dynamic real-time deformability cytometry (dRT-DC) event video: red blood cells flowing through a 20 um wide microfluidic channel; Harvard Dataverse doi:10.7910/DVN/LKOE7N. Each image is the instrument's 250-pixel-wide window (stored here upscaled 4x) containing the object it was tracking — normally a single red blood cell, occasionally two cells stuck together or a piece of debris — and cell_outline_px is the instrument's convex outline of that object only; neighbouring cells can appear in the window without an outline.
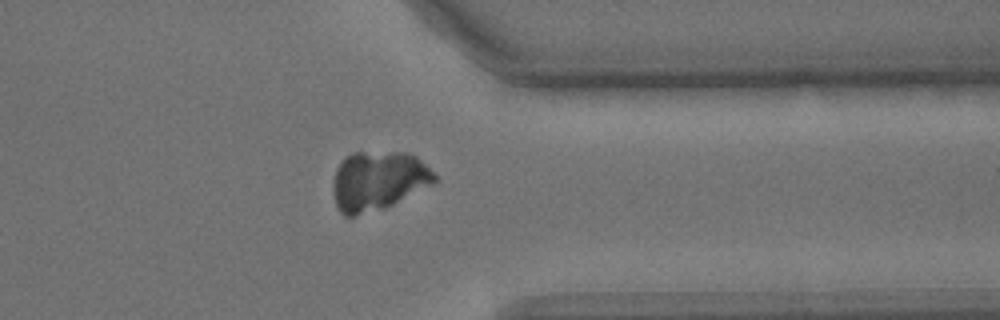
{"species": "common noctule bat (a hibernating species)", "species_latin": "Nyctalus noctula", "temperature_condition": "cold", "stored_images_in_passage": 38, "camera_frame_rate_fps": 3000, "um_per_image_px": 0.085, "animal": {"sex": "male", "body_mass_g": 15.6}, "frame": {"image": 1, "passage_image": 27, "time_ms": 8.667, "image_size_px": [1000, 320], "cell_outline_px": [[436, 180], [432, 184], [384, 208], [356, 216], [344, 216], [340, 212], [336, 204], [332, 188], [332, 184], [336, 168], [352, 152], [408, 152], [416, 156], [436, 176]], "centroid_in_image_um": [32.11, 15.36], "position_along_channel_um": 379.3, "area_um2": 34.74}}
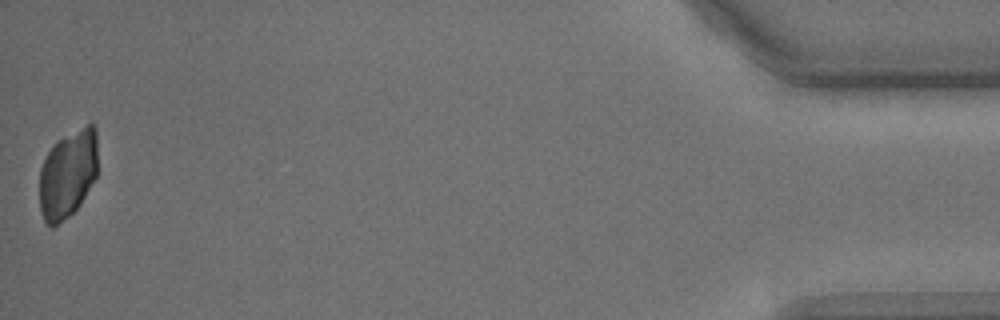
{"frame": {"image": 2, "passage_image": 38, "time_ms": 12.333, "image_size_px": [1000, 320], "cell_outline_px": [[96, 176], [80, 204], [68, 216], [52, 228], [44, 220], [40, 212], [40, 168], [48, 152], [56, 140], [92, 120], [96, 128]], "centroid_in_image_um": [5.76, 14.75], "position_along_channel_um": 429.4, "area_um2": 29.94}}